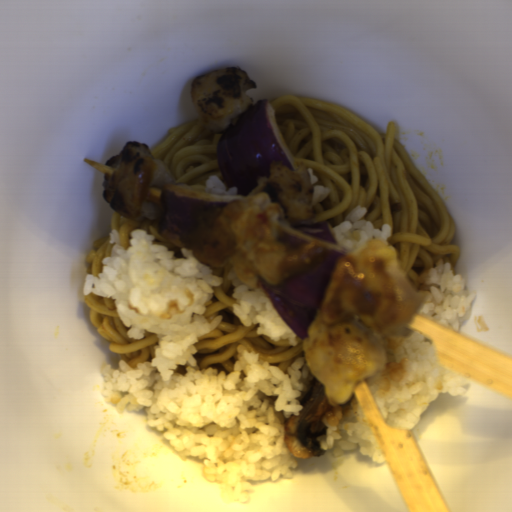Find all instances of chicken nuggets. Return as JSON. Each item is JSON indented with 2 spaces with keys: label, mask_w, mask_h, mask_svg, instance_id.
I'll list each match as a JSON object with an SVG mask.
<instances>
[{
  "label": "chicken nuggets",
  "mask_w": 512,
  "mask_h": 512,
  "mask_svg": "<svg viewBox=\"0 0 512 512\" xmlns=\"http://www.w3.org/2000/svg\"><path fill=\"white\" fill-rule=\"evenodd\" d=\"M314 214V187L303 164L291 170L271 161L270 176L258 178L247 196L226 206L199 211L197 226L180 239L193 257L210 268L230 263L234 275L251 289L277 287L321 267L332 254L327 243L294 245L290 225Z\"/></svg>",
  "instance_id": "2"
},
{
  "label": "chicken nuggets",
  "mask_w": 512,
  "mask_h": 512,
  "mask_svg": "<svg viewBox=\"0 0 512 512\" xmlns=\"http://www.w3.org/2000/svg\"><path fill=\"white\" fill-rule=\"evenodd\" d=\"M165 185H175L173 174L153 157L146 142L130 140L104 162L103 199L125 219L140 222L162 216Z\"/></svg>",
  "instance_id": "3"
},
{
  "label": "chicken nuggets",
  "mask_w": 512,
  "mask_h": 512,
  "mask_svg": "<svg viewBox=\"0 0 512 512\" xmlns=\"http://www.w3.org/2000/svg\"><path fill=\"white\" fill-rule=\"evenodd\" d=\"M407 279L393 245L372 238L337 257L308 337L305 363L321 381L330 404L343 405L354 386L388 367L374 334L409 338L407 324L426 302Z\"/></svg>",
  "instance_id": "1"
},
{
  "label": "chicken nuggets",
  "mask_w": 512,
  "mask_h": 512,
  "mask_svg": "<svg viewBox=\"0 0 512 512\" xmlns=\"http://www.w3.org/2000/svg\"><path fill=\"white\" fill-rule=\"evenodd\" d=\"M257 89L246 70L224 67L194 78L189 94L198 121L210 132H222L253 103L248 90Z\"/></svg>",
  "instance_id": "4"
}]
</instances>
